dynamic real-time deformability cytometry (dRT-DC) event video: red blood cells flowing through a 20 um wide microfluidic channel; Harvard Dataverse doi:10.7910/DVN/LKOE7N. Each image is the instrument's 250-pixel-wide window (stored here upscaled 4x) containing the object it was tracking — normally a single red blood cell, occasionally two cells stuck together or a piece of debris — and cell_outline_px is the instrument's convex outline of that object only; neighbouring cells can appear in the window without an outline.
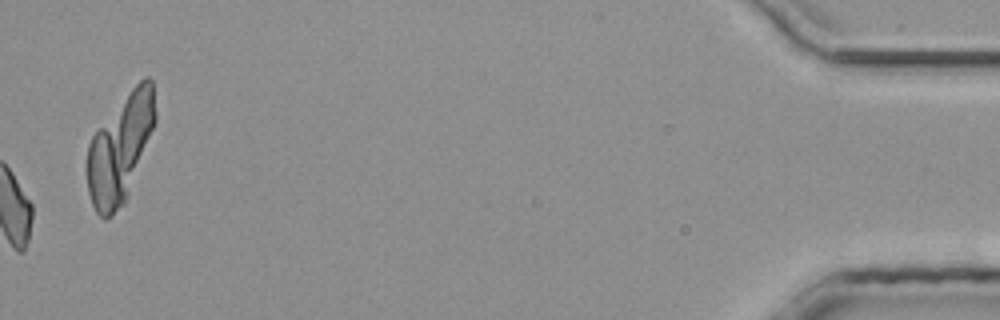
{"species": "common noctule bat (a hibernating species)", "species_latin": "Nyctalus noctula", "temperature_condition": "room temperature", "stored_images_in_passage": 35, "camera_frame_rate_fps": 3000, "um_per_image_px": 0.085, "animal": {"sex": "male", "body_mass_g": 20.4}, "frame": {"image": 1, "passage_image": 35, "time_ms": 11.333, "image_size_px": [1000, 320], "cell_outline_px": [[156, 120], [128, 196], [124, 204], [112, 216], [104, 220], [96, 212], [92, 204], [88, 192], [84, 168], [88, 144], [92, 136], [132, 88], [144, 76], [148, 76], [152, 80], [156, 112]], "centroid_in_image_um": [10.19, 12.68], "position_along_channel_um": 425.0, "area_um2": 42.71}}